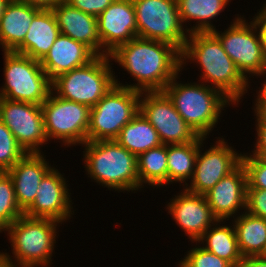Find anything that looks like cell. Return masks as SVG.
I'll use <instances>...</instances> for the list:
<instances>
[{
  "instance_id": "6da1fadb",
  "label": "cell",
  "mask_w": 266,
  "mask_h": 267,
  "mask_svg": "<svg viewBox=\"0 0 266 267\" xmlns=\"http://www.w3.org/2000/svg\"><path fill=\"white\" fill-rule=\"evenodd\" d=\"M109 56L134 81L124 84L114 75L115 85L140 92L163 91L181 71V52L162 41L136 37L119 45Z\"/></svg>"
},
{
  "instance_id": "7a4b0ae2",
  "label": "cell",
  "mask_w": 266,
  "mask_h": 267,
  "mask_svg": "<svg viewBox=\"0 0 266 267\" xmlns=\"http://www.w3.org/2000/svg\"><path fill=\"white\" fill-rule=\"evenodd\" d=\"M189 63L195 64L201 72L196 80L220 90L237 107L242 105L243 98H247L244 95L253 90L251 82L238 70L212 32L188 35L181 52V70L186 71Z\"/></svg>"
},
{
  "instance_id": "3957f363",
  "label": "cell",
  "mask_w": 266,
  "mask_h": 267,
  "mask_svg": "<svg viewBox=\"0 0 266 267\" xmlns=\"http://www.w3.org/2000/svg\"><path fill=\"white\" fill-rule=\"evenodd\" d=\"M182 74L181 70L163 92L172 101L180 116L199 136L210 138V133L217 131L215 128L227 107L229 109L237 106L214 87L200 81H181Z\"/></svg>"
},
{
  "instance_id": "277c9868",
  "label": "cell",
  "mask_w": 266,
  "mask_h": 267,
  "mask_svg": "<svg viewBox=\"0 0 266 267\" xmlns=\"http://www.w3.org/2000/svg\"><path fill=\"white\" fill-rule=\"evenodd\" d=\"M82 148V165L91 182L117 193L139 192L136 155L115 140L87 141Z\"/></svg>"
},
{
  "instance_id": "5b68a950",
  "label": "cell",
  "mask_w": 266,
  "mask_h": 267,
  "mask_svg": "<svg viewBox=\"0 0 266 267\" xmlns=\"http://www.w3.org/2000/svg\"><path fill=\"white\" fill-rule=\"evenodd\" d=\"M60 226L62 223L54 219L23 215L9 225L5 232L12 255L6 250L0 251V254L21 267H50Z\"/></svg>"
},
{
  "instance_id": "8992f818",
  "label": "cell",
  "mask_w": 266,
  "mask_h": 267,
  "mask_svg": "<svg viewBox=\"0 0 266 267\" xmlns=\"http://www.w3.org/2000/svg\"><path fill=\"white\" fill-rule=\"evenodd\" d=\"M112 65L109 55L97 56L90 63L56 77L51 82L52 92L92 108L115 86Z\"/></svg>"
},
{
  "instance_id": "52a82bcc",
  "label": "cell",
  "mask_w": 266,
  "mask_h": 267,
  "mask_svg": "<svg viewBox=\"0 0 266 267\" xmlns=\"http://www.w3.org/2000/svg\"><path fill=\"white\" fill-rule=\"evenodd\" d=\"M4 82L0 98L42 105L52 84L40 61L14 51H3Z\"/></svg>"
},
{
  "instance_id": "ba28073f",
  "label": "cell",
  "mask_w": 266,
  "mask_h": 267,
  "mask_svg": "<svg viewBox=\"0 0 266 267\" xmlns=\"http://www.w3.org/2000/svg\"><path fill=\"white\" fill-rule=\"evenodd\" d=\"M212 33L249 82L254 83V77L262 79L266 74V56L259 31L252 20L243 14H236L226 30L222 32L216 29Z\"/></svg>"
},
{
  "instance_id": "9c48e42d",
  "label": "cell",
  "mask_w": 266,
  "mask_h": 267,
  "mask_svg": "<svg viewBox=\"0 0 266 267\" xmlns=\"http://www.w3.org/2000/svg\"><path fill=\"white\" fill-rule=\"evenodd\" d=\"M141 92L115 85L90 109L87 141L114 140L139 113Z\"/></svg>"
},
{
  "instance_id": "30bf717a",
  "label": "cell",
  "mask_w": 266,
  "mask_h": 267,
  "mask_svg": "<svg viewBox=\"0 0 266 267\" xmlns=\"http://www.w3.org/2000/svg\"><path fill=\"white\" fill-rule=\"evenodd\" d=\"M48 141L71 148L87 142L90 107L56 96L52 91L41 105Z\"/></svg>"
},
{
  "instance_id": "8fae6325",
  "label": "cell",
  "mask_w": 266,
  "mask_h": 267,
  "mask_svg": "<svg viewBox=\"0 0 266 267\" xmlns=\"http://www.w3.org/2000/svg\"><path fill=\"white\" fill-rule=\"evenodd\" d=\"M137 37L169 43L182 52L189 33L183 26L177 0H132Z\"/></svg>"
},
{
  "instance_id": "7c38bea8",
  "label": "cell",
  "mask_w": 266,
  "mask_h": 267,
  "mask_svg": "<svg viewBox=\"0 0 266 267\" xmlns=\"http://www.w3.org/2000/svg\"><path fill=\"white\" fill-rule=\"evenodd\" d=\"M224 137L216 136L213 139V142L216 139L215 142L207 147L206 140L209 138L200 136L195 169L191 180L184 187L185 190L204 195L241 164L243 152L237 151Z\"/></svg>"
},
{
  "instance_id": "4fadbf2b",
  "label": "cell",
  "mask_w": 266,
  "mask_h": 267,
  "mask_svg": "<svg viewBox=\"0 0 266 267\" xmlns=\"http://www.w3.org/2000/svg\"><path fill=\"white\" fill-rule=\"evenodd\" d=\"M139 112L157 131L162 144H184L199 137L163 91L141 92Z\"/></svg>"
},
{
  "instance_id": "5bb4252c",
  "label": "cell",
  "mask_w": 266,
  "mask_h": 267,
  "mask_svg": "<svg viewBox=\"0 0 266 267\" xmlns=\"http://www.w3.org/2000/svg\"><path fill=\"white\" fill-rule=\"evenodd\" d=\"M0 120L26 153H44L49 145L41 105L0 98Z\"/></svg>"
},
{
  "instance_id": "9a60e30c",
  "label": "cell",
  "mask_w": 266,
  "mask_h": 267,
  "mask_svg": "<svg viewBox=\"0 0 266 267\" xmlns=\"http://www.w3.org/2000/svg\"><path fill=\"white\" fill-rule=\"evenodd\" d=\"M55 166L43 177L36 198L24 211V215L30 218H50L64 225L74 218L76 210L73 207L68 178Z\"/></svg>"
},
{
  "instance_id": "2e32d148",
  "label": "cell",
  "mask_w": 266,
  "mask_h": 267,
  "mask_svg": "<svg viewBox=\"0 0 266 267\" xmlns=\"http://www.w3.org/2000/svg\"><path fill=\"white\" fill-rule=\"evenodd\" d=\"M181 189V190H180ZM179 193L165 202V211L189 239L197 242L218 219L214 216L204 195L191 193L179 187Z\"/></svg>"
},
{
  "instance_id": "e0dca14e",
  "label": "cell",
  "mask_w": 266,
  "mask_h": 267,
  "mask_svg": "<svg viewBox=\"0 0 266 267\" xmlns=\"http://www.w3.org/2000/svg\"><path fill=\"white\" fill-rule=\"evenodd\" d=\"M101 56L137 37L136 11L132 0H115L98 17Z\"/></svg>"
},
{
  "instance_id": "ac0fdd59",
  "label": "cell",
  "mask_w": 266,
  "mask_h": 267,
  "mask_svg": "<svg viewBox=\"0 0 266 267\" xmlns=\"http://www.w3.org/2000/svg\"><path fill=\"white\" fill-rule=\"evenodd\" d=\"M246 188L247 176L241 163L234 171L218 181L204 194V197L218 220L229 221L245 211Z\"/></svg>"
},
{
  "instance_id": "d6986e66",
  "label": "cell",
  "mask_w": 266,
  "mask_h": 267,
  "mask_svg": "<svg viewBox=\"0 0 266 267\" xmlns=\"http://www.w3.org/2000/svg\"><path fill=\"white\" fill-rule=\"evenodd\" d=\"M44 153H27L6 171L14 185L15 197L24 212L35 200L43 177L54 167Z\"/></svg>"
},
{
  "instance_id": "ffe728a7",
  "label": "cell",
  "mask_w": 266,
  "mask_h": 267,
  "mask_svg": "<svg viewBox=\"0 0 266 267\" xmlns=\"http://www.w3.org/2000/svg\"><path fill=\"white\" fill-rule=\"evenodd\" d=\"M96 57L88 46L60 33L40 64L52 82L59 75L82 67Z\"/></svg>"
},
{
  "instance_id": "44dd1931",
  "label": "cell",
  "mask_w": 266,
  "mask_h": 267,
  "mask_svg": "<svg viewBox=\"0 0 266 267\" xmlns=\"http://www.w3.org/2000/svg\"><path fill=\"white\" fill-rule=\"evenodd\" d=\"M52 12L61 34L83 43L97 56H101V41L96 16L72 7L65 0L58 3Z\"/></svg>"
},
{
  "instance_id": "7402d4cb",
  "label": "cell",
  "mask_w": 266,
  "mask_h": 267,
  "mask_svg": "<svg viewBox=\"0 0 266 267\" xmlns=\"http://www.w3.org/2000/svg\"><path fill=\"white\" fill-rule=\"evenodd\" d=\"M60 35L52 10H40L32 19L23 43L14 51L41 61Z\"/></svg>"
},
{
  "instance_id": "603a6c76",
  "label": "cell",
  "mask_w": 266,
  "mask_h": 267,
  "mask_svg": "<svg viewBox=\"0 0 266 267\" xmlns=\"http://www.w3.org/2000/svg\"><path fill=\"white\" fill-rule=\"evenodd\" d=\"M40 9L17 0L10 1L0 19V49L15 51L24 40L33 17Z\"/></svg>"
},
{
  "instance_id": "cb8c5ba5",
  "label": "cell",
  "mask_w": 266,
  "mask_h": 267,
  "mask_svg": "<svg viewBox=\"0 0 266 267\" xmlns=\"http://www.w3.org/2000/svg\"><path fill=\"white\" fill-rule=\"evenodd\" d=\"M231 1L177 0L181 22L189 34L194 32H212L217 29L213 21L217 23L218 16L220 15L221 18V13L225 11L226 7L230 6L229 3ZM192 22L194 23L193 26Z\"/></svg>"
},
{
  "instance_id": "d4e9b609",
  "label": "cell",
  "mask_w": 266,
  "mask_h": 267,
  "mask_svg": "<svg viewBox=\"0 0 266 267\" xmlns=\"http://www.w3.org/2000/svg\"><path fill=\"white\" fill-rule=\"evenodd\" d=\"M230 221L217 220L197 242L207 251L228 261L234 267H240L243 257L238 248L233 222Z\"/></svg>"
},
{
  "instance_id": "484cf974",
  "label": "cell",
  "mask_w": 266,
  "mask_h": 267,
  "mask_svg": "<svg viewBox=\"0 0 266 267\" xmlns=\"http://www.w3.org/2000/svg\"><path fill=\"white\" fill-rule=\"evenodd\" d=\"M232 222L242 257L262 256L266 248V219L244 211Z\"/></svg>"
},
{
  "instance_id": "4316f807",
  "label": "cell",
  "mask_w": 266,
  "mask_h": 267,
  "mask_svg": "<svg viewBox=\"0 0 266 267\" xmlns=\"http://www.w3.org/2000/svg\"><path fill=\"white\" fill-rule=\"evenodd\" d=\"M200 147V136L192 142L184 144H168V185L184 188L193 176L197 153Z\"/></svg>"
},
{
  "instance_id": "83f0119b",
  "label": "cell",
  "mask_w": 266,
  "mask_h": 267,
  "mask_svg": "<svg viewBox=\"0 0 266 267\" xmlns=\"http://www.w3.org/2000/svg\"><path fill=\"white\" fill-rule=\"evenodd\" d=\"M139 191L145 190V187L153 190L168 186V159L167 145L161 144L158 147L141 153L137 157ZM145 185V186H144ZM147 185V186H146Z\"/></svg>"
},
{
  "instance_id": "f1b7e54d",
  "label": "cell",
  "mask_w": 266,
  "mask_h": 267,
  "mask_svg": "<svg viewBox=\"0 0 266 267\" xmlns=\"http://www.w3.org/2000/svg\"><path fill=\"white\" fill-rule=\"evenodd\" d=\"M114 140L137 157L162 144L157 131L140 112L121 129Z\"/></svg>"
},
{
  "instance_id": "f546056e",
  "label": "cell",
  "mask_w": 266,
  "mask_h": 267,
  "mask_svg": "<svg viewBox=\"0 0 266 267\" xmlns=\"http://www.w3.org/2000/svg\"><path fill=\"white\" fill-rule=\"evenodd\" d=\"M24 212L18 206L13 181L7 172H0V219L11 225Z\"/></svg>"
},
{
  "instance_id": "4dcf8cb0",
  "label": "cell",
  "mask_w": 266,
  "mask_h": 267,
  "mask_svg": "<svg viewBox=\"0 0 266 267\" xmlns=\"http://www.w3.org/2000/svg\"><path fill=\"white\" fill-rule=\"evenodd\" d=\"M26 154L10 129L0 120V172L8 171Z\"/></svg>"
},
{
  "instance_id": "1f68e13d",
  "label": "cell",
  "mask_w": 266,
  "mask_h": 267,
  "mask_svg": "<svg viewBox=\"0 0 266 267\" xmlns=\"http://www.w3.org/2000/svg\"><path fill=\"white\" fill-rule=\"evenodd\" d=\"M190 244H192L190 250L188 249L184 257L176 262V267H234L228 261L207 251L198 242Z\"/></svg>"
},
{
  "instance_id": "d6a6232c",
  "label": "cell",
  "mask_w": 266,
  "mask_h": 267,
  "mask_svg": "<svg viewBox=\"0 0 266 267\" xmlns=\"http://www.w3.org/2000/svg\"><path fill=\"white\" fill-rule=\"evenodd\" d=\"M241 163L247 176L246 189H266V158L244 152Z\"/></svg>"
},
{
  "instance_id": "836d02e7",
  "label": "cell",
  "mask_w": 266,
  "mask_h": 267,
  "mask_svg": "<svg viewBox=\"0 0 266 267\" xmlns=\"http://www.w3.org/2000/svg\"><path fill=\"white\" fill-rule=\"evenodd\" d=\"M245 211L266 219V189H246Z\"/></svg>"
},
{
  "instance_id": "e575fe53",
  "label": "cell",
  "mask_w": 266,
  "mask_h": 267,
  "mask_svg": "<svg viewBox=\"0 0 266 267\" xmlns=\"http://www.w3.org/2000/svg\"><path fill=\"white\" fill-rule=\"evenodd\" d=\"M253 112L255 118V142L249 154L266 158V122L254 110Z\"/></svg>"
},
{
  "instance_id": "d590c367",
  "label": "cell",
  "mask_w": 266,
  "mask_h": 267,
  "mask_svg": "<svg viewBox=\"0 0 266 267\" xmlns=\"http://www.w3.org/2000/svg\"><path fill=\"white\" fill-rule=\"evenodd\" d=\"M72 7L98 17L115 0H65Z\"/></svg>"
},
{
  "instance_id": "8d00e7d4",
  "label": "cell",
  "mask_w": 266,
  "mask_h": 267,
  "mask_svg": "<svg viewBox=\"0 0 266 267\" xmlns=\"http://www.w3.org/2000/svg\"><path fill=\"white\" fill-rule=\"evenodd\" d=\"M259 31L261 43L266 56V13L260 8L257 13L251 18Z\"/></svg>"
},
{
  "instance_id": "74e56055",
  "label": "cell",
  "mask_w": 266,
  "mask_h": 267,
  "mask_svg": "<svg viewBox=\"0 0 266 267\" xmlns=\"http://www.w3.org/2000/svg\"><path fill=\"white\" fill-rule=\"evenodd\" d=\"M40 10H52L62 0H17Z\"/></svg>"
},
{
  "instance_id": "f35d334b",
  "label": "cell",
  "mask_w": 266,
  "mask_h": 267,
  "mask_svg": "<svg viewBox=\"0 0 266 267\" xmlns=\"http://www.w3.org/2000/svg\"><path fill=\"white\" fill-rule=\"evenodd\" d=\"M240 267H266V259L263 256L245 257Z\"/></svg>"
},
{
  "instance_id": "ab89813d",
  "label": "cell",
  "mask_w": 266,
  "mask_h": 267,
  "mask_svg": "<svg viewBox=\"0 0 266 267\" xmlns=\"http://www.w3.org/2000/svg\"><path fill=\"white\" fill-rule=\"evenodd\" d=\"M263 79H260L261 80L260 86L259 87L256 86L257 87L256 90H252V91H256L255 92L256 94L255 93L252 94L254 95L253 103H266V74L263 76Z\"/></svg>"
},
{
  "instance_id": "60d3db41",
  "label": "cell",
  "mask_w": 266,
  "mask_h": 267,
  "mask_svg": "<svg viewBox=\"0 0 266 267\" xmlns=\"http://www.w3.org/2000/svg\"><path fill=\"white\" fill-rule=\"evenodd\" d=\"M254 110L266 122V103H252Z\"/></svg>"
},
{
  "instance_id": "b9f144b4",
  "label": "cell",
  "mask_w": 266,
  "mask_h": 267,
  "mask_svg": "<svg viewBox=\"0 0 266 267\" xmlns=\"http://www.w3.org/2000/svg\"><path fill=\"white\" fill-rule=\"evenodd\" d=\"M0 267H21L14 262L8 261L0 254Z\"/></svg>"
},
{
  "instance_id": "7bdbcfd3",
  "label": "cell",
  "mask_w": 266,
  "mask_h": 267,
  "mask_svg": "<svg viewBox=\"0 0 266 267\" xmlns=\"http://www.w3.org/2000/svg\"><path fill=\"white\" fill-rule=\"evenodd\" d=\"M9 2L10 0H0V19L4 14L5 8Z\"/></svg>"
},
{
  "instance_id": "ee69618b",
  "label": "cell",
  "mask_w": 266,
  "mask_h": 267,
  "mask_svg": "<svg viewBox=\"0 0 266 267\" xmlns=\"http://www.w3.org/2000/svg\"><path fill=\"white\" fill-rule=\"evenodd\" d=\"M7 225L0 219V233H3L4 232V235H5V232L7 230Z\"/></svg>"
},
{
  "instance_id": "f6af8a7d",
  "label": "cell",
  "mask_w": 266,
  "mask_h": 267,
  "mask_svg": "<svg viewBox=\"0 0 266 267\" xmlns=\"http://www.w3.org/2000/svg\"><path fill=\"white\" fill-rule=\"evenodd\" d=\"M261 9L266 13V1H264V3L262 4Z\"/></svg>"
},
{
  "instance_id": "bcb514c9",
  "label": "cell",
  "mask_w": 266,
  "mask_h": 267,
  "mask_svg": "<svg viewBox=\"0 0 266 267\" xmlns=\"http://www.w3.org/2000/svg\"><path fill=\"white\" fill-rule=\"evenodd\" d=\"M262 256L266 259V248Z\"/></svg>"
}]
</instances>
